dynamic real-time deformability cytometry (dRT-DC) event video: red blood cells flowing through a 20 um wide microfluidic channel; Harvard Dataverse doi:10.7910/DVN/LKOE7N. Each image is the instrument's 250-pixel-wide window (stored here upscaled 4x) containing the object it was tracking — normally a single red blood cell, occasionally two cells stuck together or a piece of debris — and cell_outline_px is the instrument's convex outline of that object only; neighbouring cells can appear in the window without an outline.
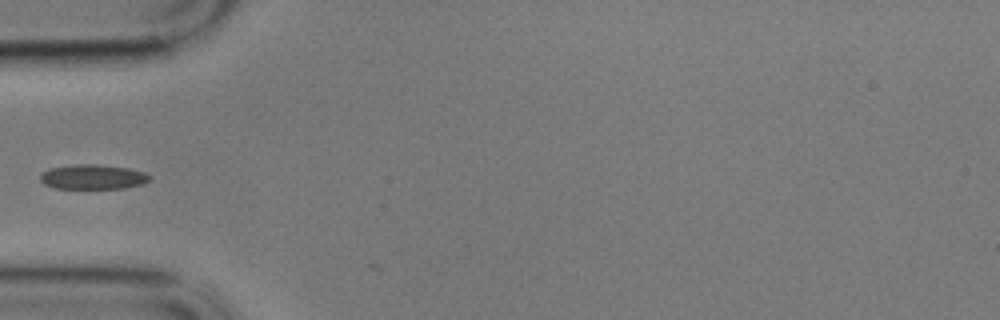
{"species": "common noctule bat (a hibernating species)", "species_latin": "Nyctalus noctula", "temperature_condition": "cold", "stored_images_in_passage": 3, "camera_frame_rate_fps": 3000, "um_per_image_px": 0.085, "animal": {"sex": "male", "body_mass_g": 17.9}, "frame": {"image": 1, "passage_image": 2, "time_ms": 0.333, "image_size_px": [1000, 320], "cell_outline_px": [[152, 176], [148, 180], [140, 184], [124, 188], [56, 188], [44, 184], [40, 180], [40, 176], [48, 168], [76, 164], [100, 164], [128, 168], [144, 172]], "centroid_in_image_um": [7.88, 15.02], "position_along_channel_um": 77.1, "area_um2": 15.66}}